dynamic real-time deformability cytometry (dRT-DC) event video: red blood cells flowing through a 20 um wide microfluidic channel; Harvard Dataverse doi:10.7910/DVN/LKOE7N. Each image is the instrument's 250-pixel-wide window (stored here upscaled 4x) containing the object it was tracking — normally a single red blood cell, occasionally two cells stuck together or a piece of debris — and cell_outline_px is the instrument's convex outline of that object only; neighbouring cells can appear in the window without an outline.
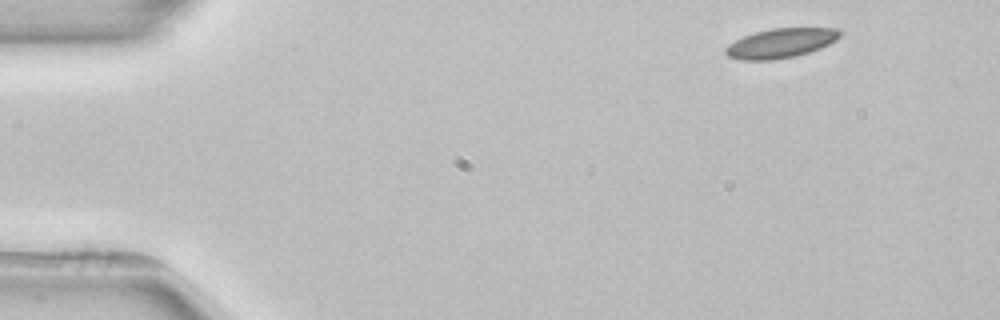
{"species": "common noctule bat (a hibernating species)", "species_latin": "Nyctalus noctula", "temperature_condition": "room temperature", "stored_images_in_passage": 4, "camera_frame_rate_fps": 3000, "um_per_image_px": 0.085, "animal": {"sex": "female", "body_mass_g": 22.7, "forearm_length_mm": 54.2}, "frame": {"image": 1, "passage_image": 1, "time_ms": 0.0, "image_size_px": [1000, 320], "cell_outline_px": [[840, 36], [836, 40], [820, 48], [796, 56], [772, 60], [740, 60], [728, 56], [724, 52], [724, 48], [728, 44], [744, 36], [756, 32], [772, 28], [840, 28]], "centroid_in_image_um": [66.35, 3.67], "position_along_channel_um": 18.7, "area_um2": 19.59}}
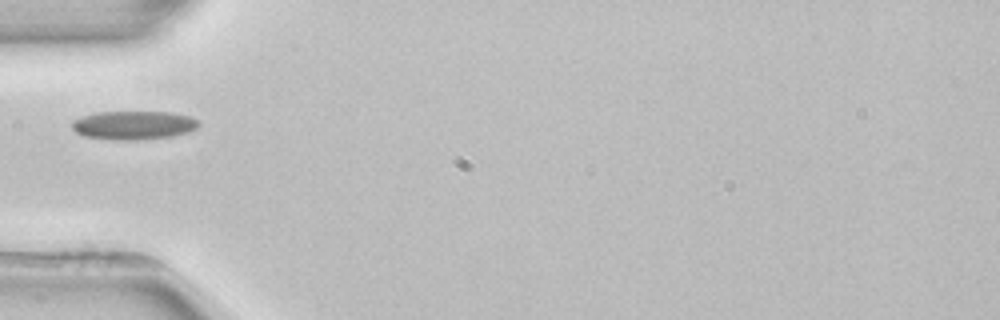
{"frame": {"image": 2, "passage_image": 4, "time_ms": 4.0, "image_size_px": [1000, 320], "cell_outline_px": [[200, 124], [196, 128], [188, 132], [172, 136], [136, 140], [112, 140], [84, 136], [76, 132], [72, 128], [72, 120], [80, 116], [96, 112], [168, 112], [192, 116], [200, 120]], "centroid_in_image_um": [11.36, 10.64], "position_along_channel_um": 73.6, "area_um2": 21.39}}